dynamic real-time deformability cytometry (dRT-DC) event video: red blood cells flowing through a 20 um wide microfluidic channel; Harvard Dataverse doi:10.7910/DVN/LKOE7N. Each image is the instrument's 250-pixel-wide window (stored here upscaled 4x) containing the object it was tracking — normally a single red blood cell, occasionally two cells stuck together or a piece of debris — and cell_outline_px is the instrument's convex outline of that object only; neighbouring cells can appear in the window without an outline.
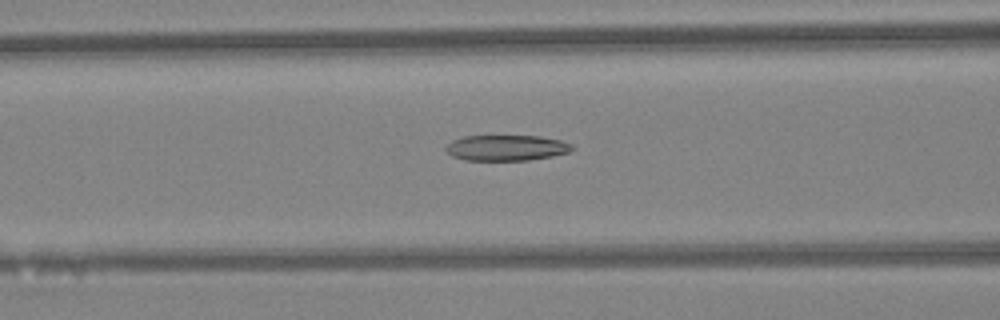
{"species": "Egyptian fruit bat (a non-hibernating species)", "species_latin": "Rousettus aegyptiacus", "temperature_condition": "warm", "stored_images_in_passage": 41, "camera_frame_rate_fps": 3000, "um_per_image_px": 0.085, "animal": {"sex": "female"}, "frame": {"image": 1, "passage_image": 14, "time_ms": 4.333, "image_size_px": [1000, 320], "cell_outline_px": [[572, 148], [568, 152], [552, 156], [528, 160], [464, 160], [452, 156], [444, 148], [452, 140], [464, 136], [540, 136], [560, 140], [572, 144]], "centroid_in_image_um": [43.01, 12.56], "position_along_channel_um": 123.6, "area_um2": 18.79}}
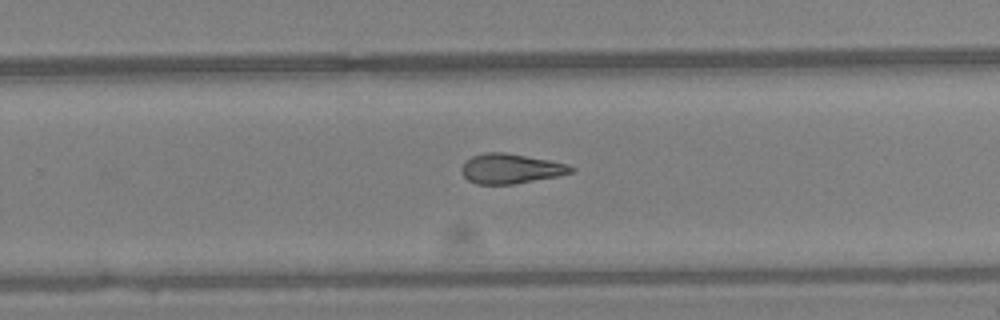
{"frame": {"image": 2, "passage_image": 25, "time_ms": 8.0, "image_size_px": [1000, 320], "cell_outline_px": [[576, 168], [572, 172], [556, 176], [512, 184], [476, 184], [468, 180], [464, 176], [460, 168], [472, 156], [484, 152], [504, 152], [548, 160], [568, 164]], "centroid_in_image_um": [43.39, 14.33], "position_along_channel_um": 286.4, "area_um2": 18.79}}
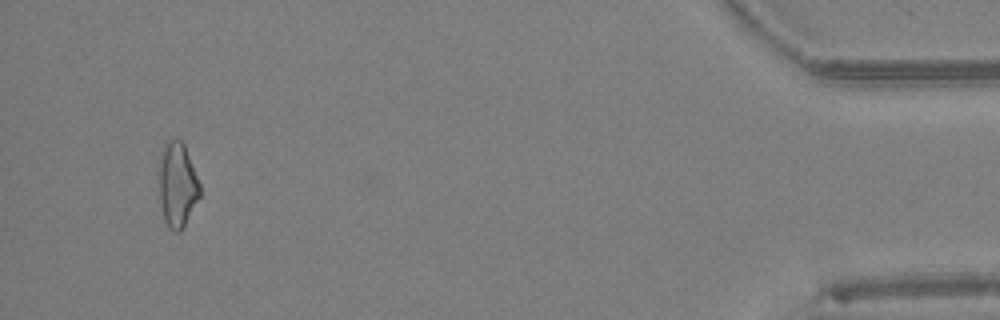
{"frame": {"image": 3, "passage_image": 39, "time_ms": 12.667, "image_size_px": [1000, 320], "cell_outline_px": [[200, 196], [180, 232], [172, 232], [168, 228], [164, 220], [160, 204], [160, 152], [164, 144], [168, 140], [180, 140], [184, 144], [200, 184]], "centroid_in_image_um": [15.07, 15.73], "position_along_channel_um": 420.1, "area_um2": 20.0}, "authors_computed_cell_mechanics": {"area_um2": 19.5364, "velocity_mm_per_s": 4.4659, "shape_relaxation_time_tau1_ms": null, "shape_relaxation_time_tau2_ms": 3.4587, "deformation_change_tau1": null, "deformation_change_tau2": 0.1408}}